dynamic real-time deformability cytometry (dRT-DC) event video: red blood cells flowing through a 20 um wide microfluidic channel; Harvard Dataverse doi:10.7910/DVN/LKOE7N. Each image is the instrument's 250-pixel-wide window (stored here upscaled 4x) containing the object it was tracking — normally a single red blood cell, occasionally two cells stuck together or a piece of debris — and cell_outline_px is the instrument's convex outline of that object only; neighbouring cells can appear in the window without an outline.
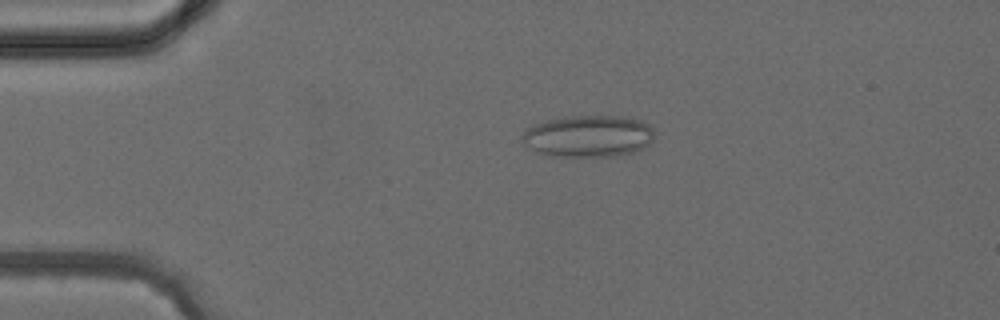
{"species": "common noctule bat (a hibernating species)", "species_latin": "Nyctalus noctula", "temperature_condition": "cold", "stored_images_in_passage": 4, "camera_frame_rate_fps": 3000, "um_per_image_px": 0.085, "animal": {"sex": "female", "body_mass_g": 24.6, "forearm_length_mm": 56.2}, "frame": {"image": 1, "passage_image": 3, "time_ms": 2.333, "image_size_px": [1000, 320], "cell_outline_px": [[652, 140], [644, 148], [632, 152], [612, 156], [552, 156], [540, 152], [524, 144], [520, 140], [520, 136], [532, 124], [544, 120], [572, 116], [624, 116], [640, 120], [648, 124], [652, 128]], "centroid_in_image_um": [49.98, 11.56], "position_along_channel_um": 35.0, "area_um2": 32.14}}